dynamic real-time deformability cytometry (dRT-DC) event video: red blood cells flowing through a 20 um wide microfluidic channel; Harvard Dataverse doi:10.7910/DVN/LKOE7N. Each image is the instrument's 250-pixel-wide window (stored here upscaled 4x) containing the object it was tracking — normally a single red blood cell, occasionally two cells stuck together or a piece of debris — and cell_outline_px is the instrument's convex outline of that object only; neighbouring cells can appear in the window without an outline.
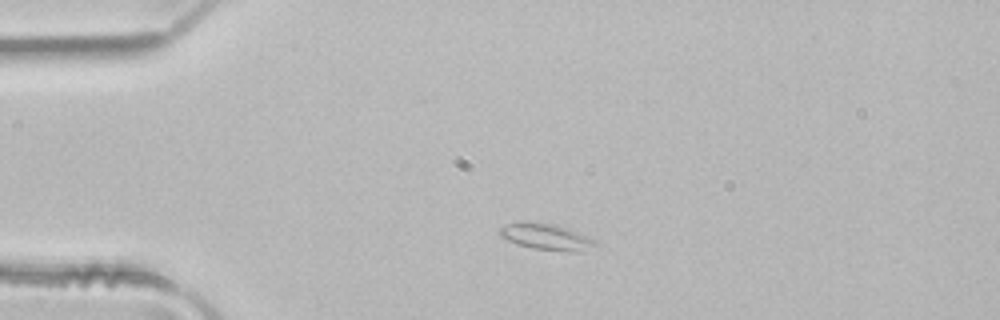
{"species": "common noctule bat (a hibernating species)", "species_latin": "Nyctalus noctula", "temperature_condition": "room temperature", "stored_images_in_passage": 3, "camera_frame_rate_fps": 3000, "um_per_image_px": 0.085, "animal": {"sex": "male", "body_mass_g": 21.5, "forearm_length_mm": 52.0}, "frame": {"image": 1, "passage_image": 1, "time_ms": 0.0, "image_size_px": [1000, 320], "cell_outline_px": [[600, 244], [576, 252], [568, 252], [532, 248], [516, 244], [500, 236], [496, 232], [500, 228], [508, 224], [552, 224], [576, 232]], "centroid_in_image_um": [46.4, 20.18], "position_along_channel_um": 38.6, "area_um2": 13.81}}
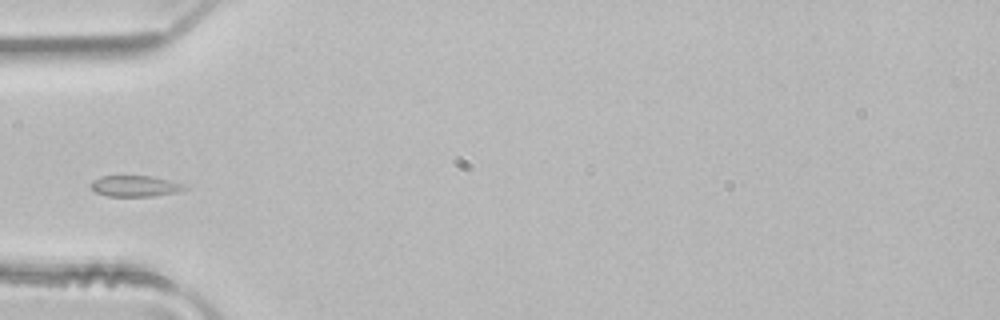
{"frame": {"image": 2, "passage_image": 2, "time_ms": 0.333, "image_size_px": [1000, 320], "cell_outline_px": [[188, 188], [176, 192], [152, 196], [108, 196], [96, 192], [88, 184], [92, 180], [100, 176], [152, 176], [168, 180], [180, 184]], "centroid_in_image_um": [11.4, 15.81], "position_along_channel_um": 73.6, "area_um2": 11.33}}
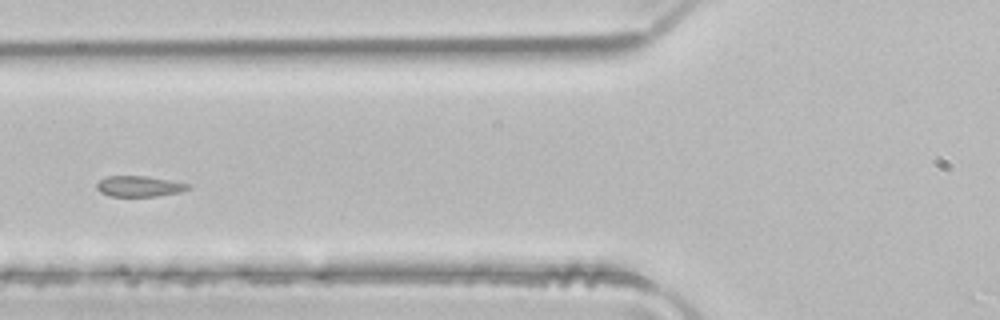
{"frame": {"image": 3, "passage_image": 3, "time_ms": 0.667, "image_size_px": [1000, 320], "cell_outline_px": [[192, 188], [180, 192], [156, 196], [112, 196], [100, 192], [96, 188], [96, 184], [100, 180], [108, 176], [144, 176], [168, 180], [188, 184]], "centroid_in_image_um": [11.82, 15.84], "position_along_channel_um": 114.0, "area_um2": 10.87}}